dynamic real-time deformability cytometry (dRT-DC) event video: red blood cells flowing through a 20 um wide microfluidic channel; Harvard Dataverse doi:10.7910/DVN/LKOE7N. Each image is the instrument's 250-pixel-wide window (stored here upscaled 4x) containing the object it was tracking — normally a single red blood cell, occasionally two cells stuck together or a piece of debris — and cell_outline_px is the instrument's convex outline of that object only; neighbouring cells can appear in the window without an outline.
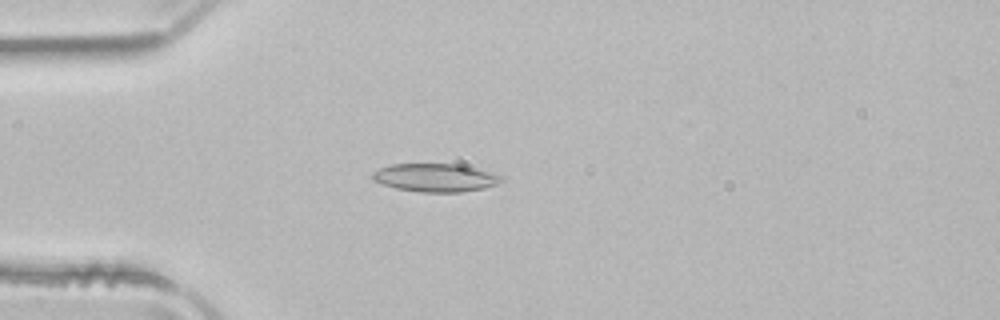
{"species": "common noctule bat (a hibernating species)", "species_latin": "Nyctalus noctula", "temperature_condition": "room temperature", "stored_images_in_passage": 39, "camera_frame_rate_fps": 3000, "um_per_image_px": 0.085, "animal": {"sex": "male", "body_mass_g": 21.5, "forearm_length_mm": 52.0}, "frame": {"image": 1, "passage_image": 2, "time_ms": 0.333, "image_size_px": [1000, 320], "cell_outline_px": [[504, 180], [496, 184], [484, 188], [460, 192], [420, 192], [396, 188], [372, 180], [372, 172], [380, 168], [392, 164], [464, 164], [492, 172], [504, 176]], "centroid_in_image_um": [37.05, 15.09], "position_along_channel_um": 47.9, "area_um2": 21.33}}
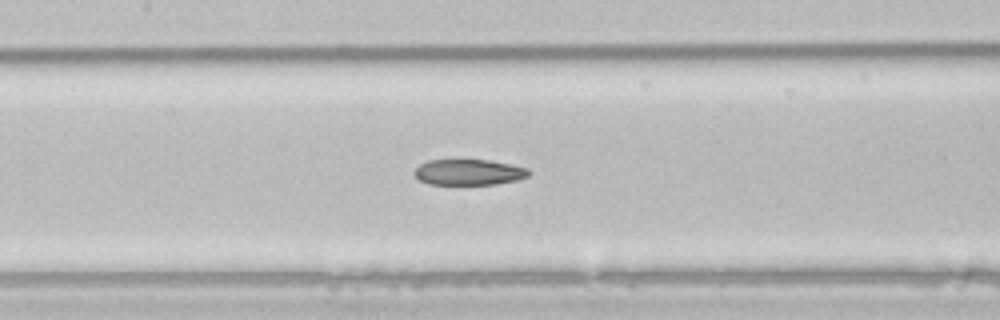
{"frame": {"image": 2, "passage_image": 12, "time_ms": 3.667, "image_size_px": [1000, 320], "cell_outline_px": [[532, 172], [528, 176], [516, 180], [496, 184], [428, 184], [420, 180], [416, 176], [416, 168], [420, 164], [428, 160], [488, 160], [528, 168]], "centroid_in_image_um": [39.87, 14.64], "position_along_channel_um": 167.5, "area_um2": 16.99}}
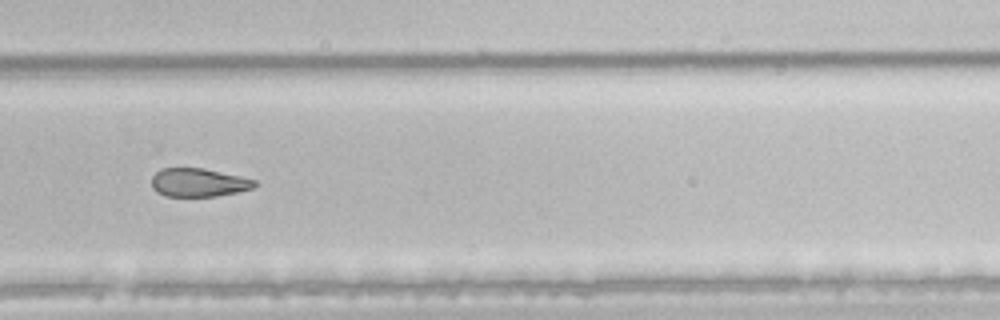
{"frame": {"image": 3, "passage_image": 23, "time_ms": 7.333, "image_size_px": [1000, 320], "cell_outline_px": [[256, 184], [252, 188], [236, 192], [216, 196], [168, 196], [152, 188], [152, 176], [160, 168], [204, 168], [240, 176], [256, 180]], "centroid_in_image_um": [16.87, 15.5], "position_along_channel_um": 312.9, "area_um2": 16.88}, "authors_computed_cell_mechanics": {"area_um2": 19.4786, "velocity_mm_per_s": 3.9874, "shape_relaxation_time_tau1_ms": null, "shape_relaxation_time_tau2_ms": 4.4654, "deformation_change_tau1": null, "deformation_change_tau2": 0.1102}}